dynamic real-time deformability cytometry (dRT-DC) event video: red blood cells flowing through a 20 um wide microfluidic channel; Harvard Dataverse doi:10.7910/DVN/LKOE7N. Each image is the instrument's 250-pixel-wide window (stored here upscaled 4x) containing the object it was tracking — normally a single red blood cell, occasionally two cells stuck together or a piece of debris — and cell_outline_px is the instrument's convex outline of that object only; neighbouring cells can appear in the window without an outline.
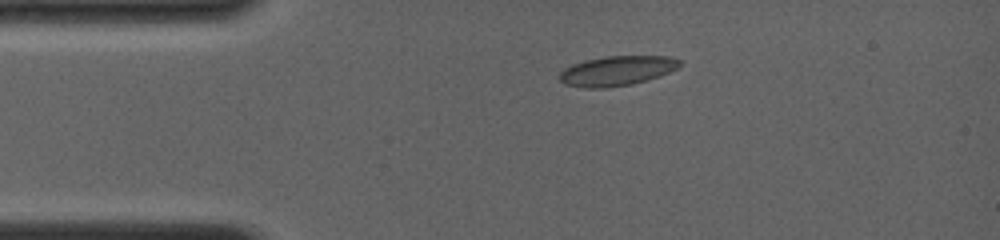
{"species": "common noctule bat (a hibernating species)", "species_latin": "Nyctalus noctula", "temperature_condition": "room temperature", "stored_images_in_passage": 11, "camera_frame_rate_fps": 4000, "um_per_image_px": 0.085, "animal": {"sex": "female", "body_mass_g": 19.0, "forearm_length_mm": 56.7}, "frame": {"image": 1, "passage_image": 1, "time_ms": 0.0, "image_size_px": [1000, 240], "cell_outline_px": [[680, 64], [676, 68], [660, 76], [648, 80], [632, 84], [604, 88], [584, 88], [564, 84], [560, 80], [560, 72], [564, 68], [572, 64], [584, 60], [608, 56], [672, 56], [680, 60]], "centroid_in_image_um": [52.42, 6.02], "position_along_channel_um": 32.6, "area_um2": 20.87}}
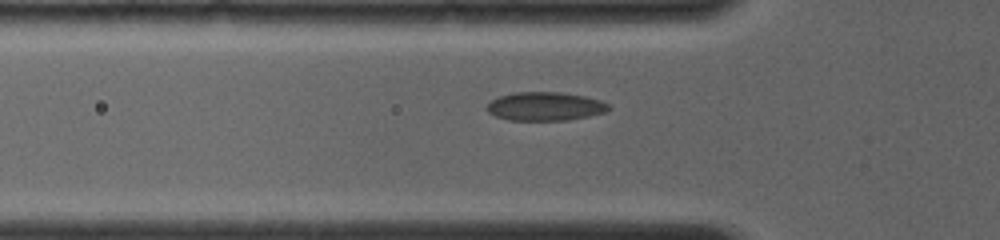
{"frame": {"image": 2, "passage_image": 6, "time_ms": 2.0, "image_size_px": [1000, 240], "cell_outline_px": [[612, 108], [604, 112], [588, 116], [568, 120], [508, 120], [496, 116], [488, 112], [484, 108], [492, 100], [500, 96], [512, 92], [560, 92], [584, 96], [600, 100], [608, 104]], "centroid_in_image_um": [46.31, 9.04], "position_along_channel_um": 79.5, "area_um2": 20.29}}
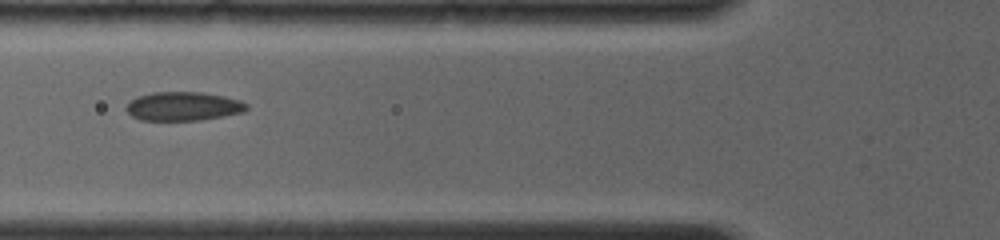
{"frame": {"image": 3, "passage_image": 8, "time_ms": 2.75, "image_size_px": [1000, 240], "cell_outline_px": [[248, 108], [244, 112], [224, 116], [200, 120], [140, 120], [132, 116], [124, 108], [136, 96], [152, 92], [204, 92], [224, 96], [240, 100], [248, 104]], "centroid_in_image_um": [15.59, 9.03], "position_along_channel_um": 110.2, "area_um2": 20.35}}